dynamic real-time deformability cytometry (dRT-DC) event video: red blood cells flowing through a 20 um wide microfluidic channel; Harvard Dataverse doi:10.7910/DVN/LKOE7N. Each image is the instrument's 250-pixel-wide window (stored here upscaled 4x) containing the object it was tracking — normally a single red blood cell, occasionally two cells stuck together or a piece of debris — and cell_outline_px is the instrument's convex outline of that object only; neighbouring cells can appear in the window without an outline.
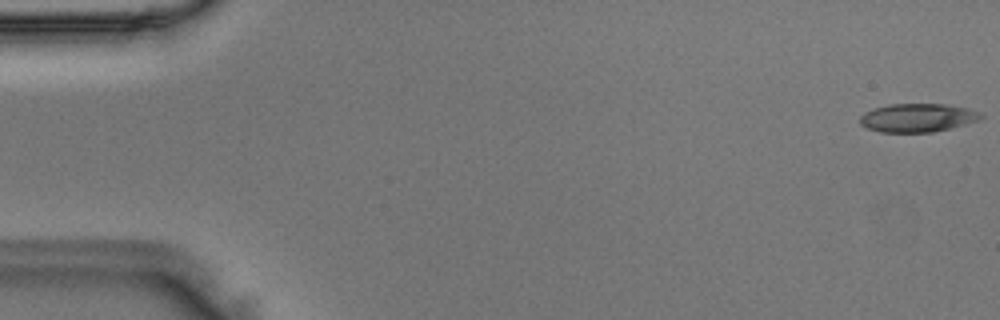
{"species": "Egyptian fruit bat (a non-hibernating species)", "species_latin": "Rousettus aegyptiacus", "temperature_condition": "room temperature", "stored_images_in_passage": 51, "camera_frame_rate_fps": 3000, "um_per_image_px": 0.085, "animal": {"sex": "male"}, "frame": {"image": 1, "passage_image": 1, "time_ms": 0.0, "image_size_px": [1000, 320], "cell_outline_px": [[984, 116], [976, 120], [952, 128], [932, 132], [880, 132], [868, 128], [860, 124], [860, 116], [864, 112], [888, 104], [944, 104], [968, 108]], "centroid_in_image_um": [77.95, 10.01], "position_along_channel_um": 7.1, "area_um2": 19.83}}
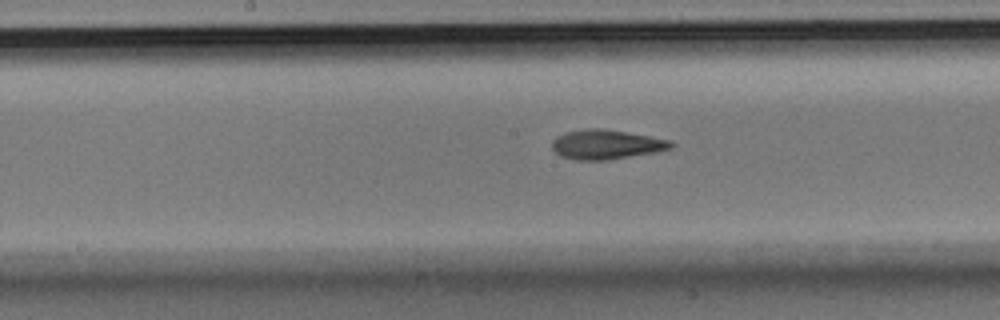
{"frame": {"image": 2, "passage_image": 26, "time_ms": 8.333, "image_size_px": [1000, 320], "cell_outline_px": [[676, 144], [672, 148], [656, 152], [608, 160], [576, 160], [560, 156], [552, 148], [552, 140], [556, 136], [564, 132], [588, 128], [604, 128], [672, 140]], "centroid_in_image_um": [51.54, 12.27], "position_along_channel_um": 196.7, "area_um2": 20.69}}
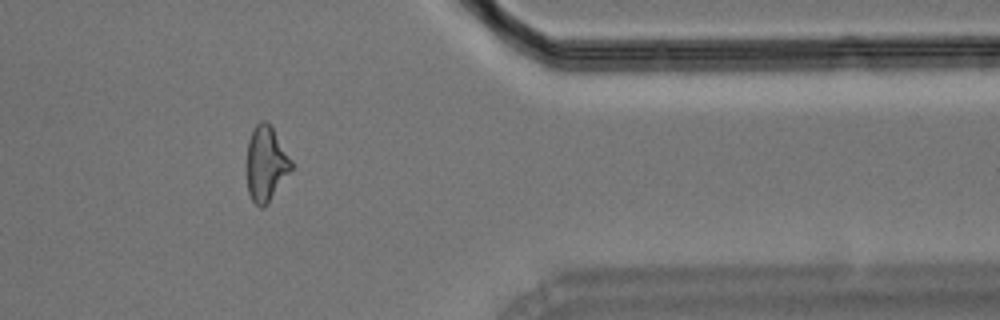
{"frame": {"image": 3, "passage_image": 42, "time_ms": 13.667, "image_size_px": [1000, 320], "cell_outline_px": [[292, 168], [264, 208], [260, 208], [252, 200], [248, 192], [248, 140], [256, 124], [260, 120], [264, 120], [272, 128], [292, 160]], "centroid_in_image_um": [22.61, 13.92], "position_along_channel_um": 388.8, "area_um2": 18.9}}